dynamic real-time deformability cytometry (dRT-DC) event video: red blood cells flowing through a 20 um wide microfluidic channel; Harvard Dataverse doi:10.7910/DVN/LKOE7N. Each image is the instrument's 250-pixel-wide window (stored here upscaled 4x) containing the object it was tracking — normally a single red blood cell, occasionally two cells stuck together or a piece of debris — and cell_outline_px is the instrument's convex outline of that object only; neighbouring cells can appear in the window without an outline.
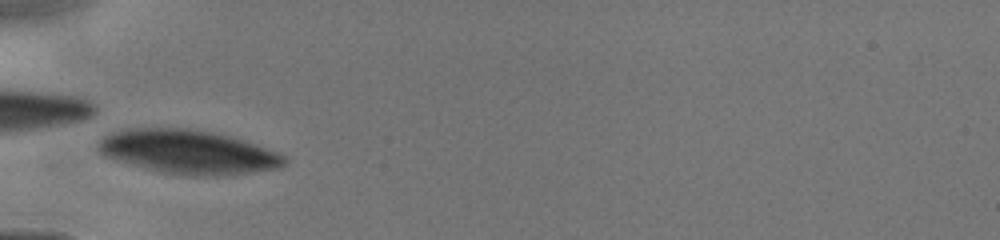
{"species": "human", "species_latin": "Homo sapiens", "temperature_condition": "cold", "stored_images_in_passage": 6, "camera_frame_rate_fps": 3000, "um_per_image_px": 0.085, "donor": {"sex": "male"}, "frame": {"image": 1, "passage_image": 1, "time_ms": 0.0, "image_size_px": [1000, 240], "cell_outline_px": [[288, 160], [280, 168], [224, 176], [188, 176], [164, 172], [116, 160], [104, 156], [96, 148], [96, 144], [104, 136], [112, 132], [128, 128], [184, 128], [212, 132], [244, 140], [280, 152]], "centroid_in_image_um": [16.02, 12.91], "position_along_channel_um": 69.0, "area_um2": 47.69}}
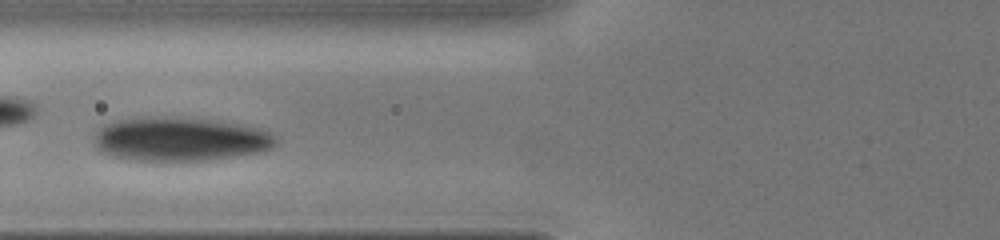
{"frame": {"image": 2, "passage_image": 5, "time_ms": 1.0, "image_size_px": [1000, 240], "cell_outline_px": [[276, 144], [272, 148], [260, 152], [208, 160], [128, 160], [112, 156], [100, 152], [96, 148], [96, 132], [104, 124], [116, 120], [136, 116], [180, 116], [224, 120], [264, 128], [276, 136]], "centroid_in_image_um": [15.34, 11.78], "position_along_channel_um": 110.5, "area_um2": 47.57}}